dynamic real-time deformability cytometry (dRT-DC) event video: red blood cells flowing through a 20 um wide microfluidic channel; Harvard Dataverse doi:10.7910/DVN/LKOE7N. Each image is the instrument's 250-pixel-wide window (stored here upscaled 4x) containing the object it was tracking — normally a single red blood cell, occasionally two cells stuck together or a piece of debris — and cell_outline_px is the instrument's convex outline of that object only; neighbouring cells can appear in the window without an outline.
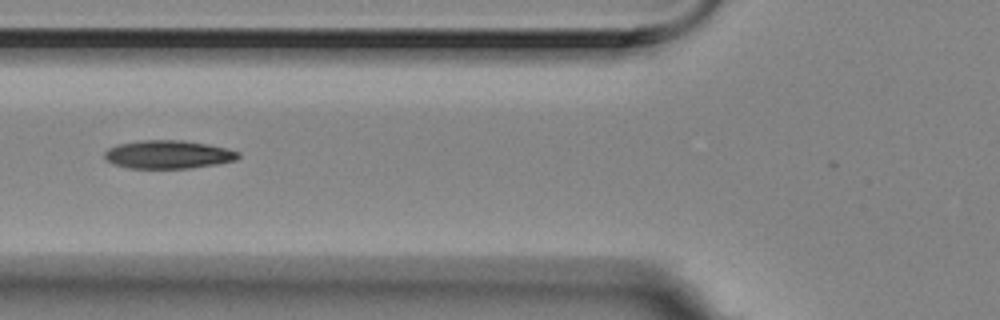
{"species": "Egyptian fruit bat (a non-hibernating species)", "species_latin": "Rousettus aegyptiacus", "temperature_condition": "room temperature", "stored_images_in_passage": 4, "camera_frame_rate_fps": 3000, "um_per_image_px": 0.085, "animal": {"sex": "female"}, "frame": {"image": 1, "passage_image": 3, "time_ms": 0.667, "image_size_px": [1000, 320], "cell_outline_px": [[240, 156], [236, 160], [216, 164], [192, 168], [128, 168], [112, 164], [104, 156], [104, 152], [108, 148], [120, 144], [144, 140], [184, 140], [208, 144], [240, 152]], "centroid_in_image_um": [14.3, 13.13], "position_along_channel_um": 111.5, "area_um2": 21.96}}
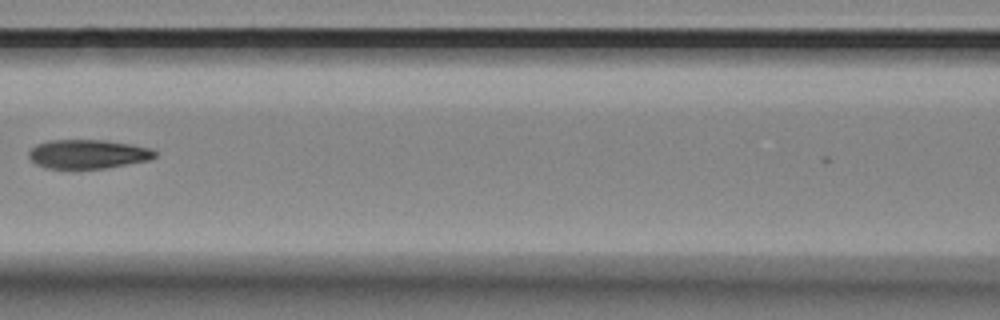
{"frame": {"image": 2, "passage_image": 4, "time_ms": 1.0, "image_size_px": [1000, 320], "cell_outline_px": [[156, 156], [148, 160], [128, 164], [104, 168], [44, 168], [36, 164], [28, 156], [28, 152], [36, 144], [48, 140], [104, 140], [132, 144], [152, 148], [156, 152]], "centroid_in_image_um": [7.47, 13.09], "position_along_channel_um": 159.1, "area_um2": 21.33}}